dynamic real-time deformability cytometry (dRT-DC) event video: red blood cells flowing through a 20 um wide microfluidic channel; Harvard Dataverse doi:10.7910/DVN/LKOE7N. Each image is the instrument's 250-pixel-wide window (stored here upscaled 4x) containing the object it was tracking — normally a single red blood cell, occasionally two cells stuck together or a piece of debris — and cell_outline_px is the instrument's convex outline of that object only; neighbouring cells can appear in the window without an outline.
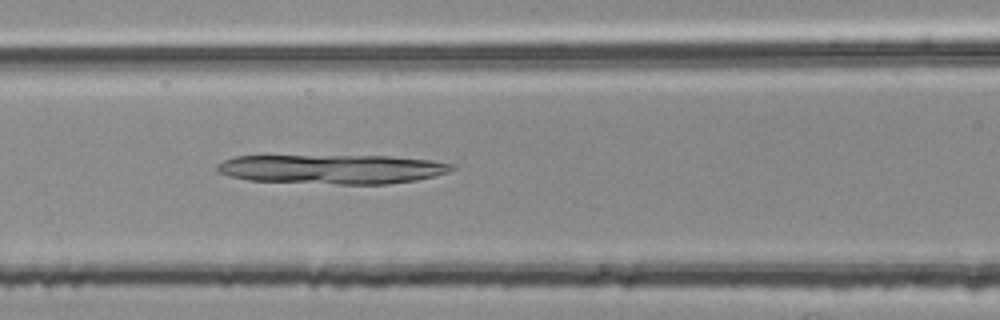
{"species": "common noctule bat (a hibernating species)", "species_latin": "Nyctalus noctula", "temperature_condition": "room temperature", "stored_images_in_passage": 39, "camera_frame_rate_fps": 3000, "um_per_image_px": 0.085, "animal": {"sex": "female", "body_mass_g": 25.1}, "frame": {"image": 1, "passage_image": 13, "time_ms": 4.0, "image_size_px": [1000, 320], "cell_outline_px": [[456, 168], [448, 172], [436, 176], [416, 180], [388, 184], [336, 184], [248, 180], [228, 176], [216, 172], [216, 164], [224, 160], [236, 156], [388, 156], [432, 160], [456, 164]], "centroid_in_image_um": [28.26, 14.37], "position_along_channel_um": 138.3, "area_um2": 40.4}}
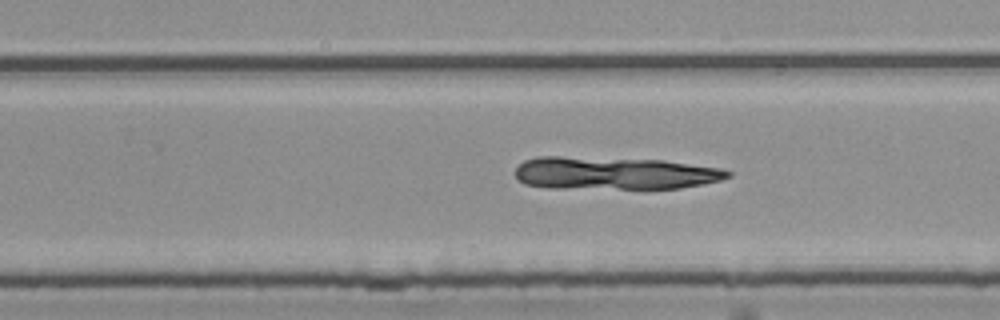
{"frame": {"image": 2, "passage_image": 24, "time_ms": 7.667, "image_size_px": [1000, 320], "cell_outline_px": [[732, 176], [720, 180], [704, 184], [680, 188], [644, 192], [552, 188], [524, 184], [516, 176], [516, 168], [524, 160], [540, 156], [560, 156], [664, 160], [720, 168], [732, 172]], "centroid_in_image_um": [52.27, 14.77], "position_along_channel_um": 277.5, "area_um2": 42.37}}
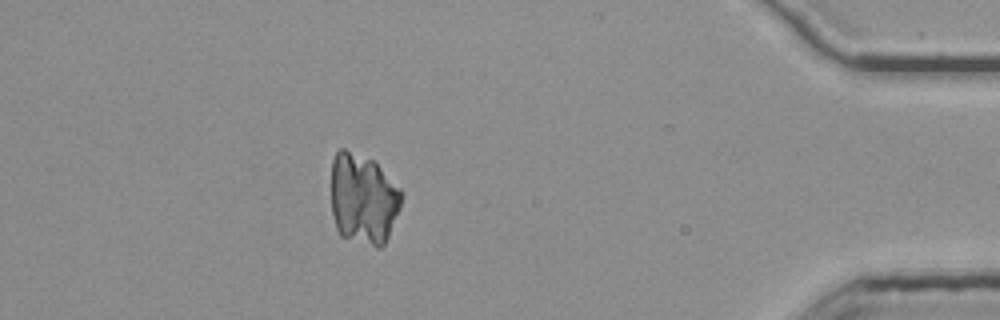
{"frame": {"image": 3, "passage_image": 38, "time_ms": 12.333, "image_size_px": [1000, 320], "cell_outline_px": [[400, 208], [388, 236], [384, 244], [380, 248], [376, 248], [340, 236], [336, 228], [332, 212], [332, 160], [336, 152], [340, 148], [344, 148], [376, 160], [400, 188]], "centroid_in_image_um": [30.86, 16.89], "position_along_channel_um": 404.3, "area_um2": 37.57}}